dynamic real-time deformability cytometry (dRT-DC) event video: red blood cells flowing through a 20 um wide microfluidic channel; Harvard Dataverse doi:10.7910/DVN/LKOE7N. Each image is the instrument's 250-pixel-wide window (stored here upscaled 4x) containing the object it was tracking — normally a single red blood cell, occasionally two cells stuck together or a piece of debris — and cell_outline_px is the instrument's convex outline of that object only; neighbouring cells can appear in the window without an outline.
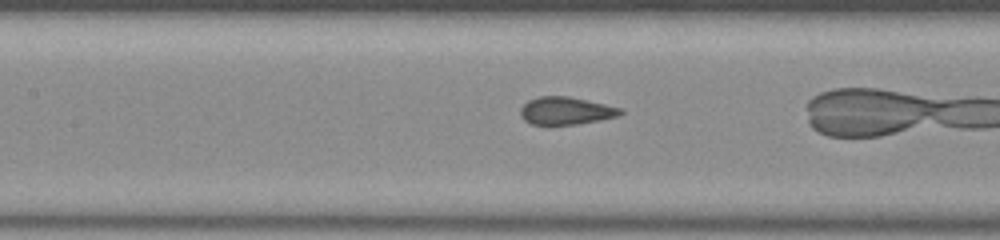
{"species": "common noctule bat (a hibernating species)", "species_latin": "Nyctalus noctula", "temperature_condition": "room temperature", "stored_images_in_passage": 25, "camera_frame_rate_fps": 3000, "um_per_image_px": 0.085, "animal": {"sex": "male", "body_mass_g": 20.0, "forearm_length_mm": 53.3}, "frame": {"image": 1, "passage_image": 8, "time_ms": 2.333, "image_size_px": [1000, 240], "cell_outline_px": [[624, 112], [620, 116], [600, 120], [576, 124], [548, 128], [532, 124], [524, 120], [520, 116], [520, 108], [528, 100], [540, 96], [568, 96], [624, 108]], "centroid_in_image_um": [48.09, 9.46], "position_along_channel_um": 159.3, "area_um2": 16.82}}
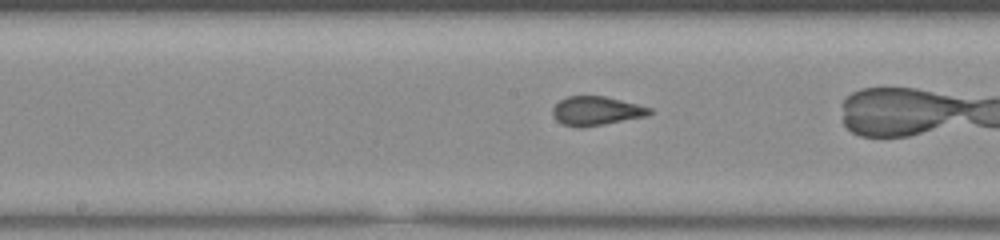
{"frame": {"image": 2, "passage_image": 11, "time_ms": 3.333, "image_size_px": [1000, 240], "cell_outline_px": [[652, 112], [648, 116], [604, 124], [580, 128], [564, 124], [556, 120], [552, 112], [552, 108], [560, 100], [568, 96], [604, 96], [652, 108]], "centroid_in_image_um": [50.68, 9.43], "position_along_channel_um": 197.5, "area_um2": 16.24}}